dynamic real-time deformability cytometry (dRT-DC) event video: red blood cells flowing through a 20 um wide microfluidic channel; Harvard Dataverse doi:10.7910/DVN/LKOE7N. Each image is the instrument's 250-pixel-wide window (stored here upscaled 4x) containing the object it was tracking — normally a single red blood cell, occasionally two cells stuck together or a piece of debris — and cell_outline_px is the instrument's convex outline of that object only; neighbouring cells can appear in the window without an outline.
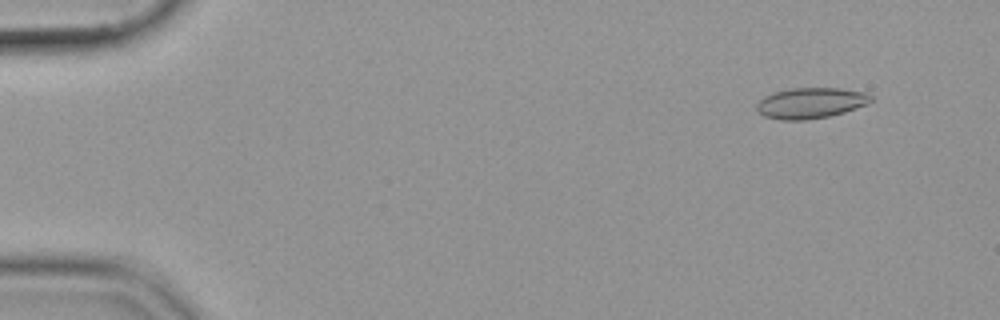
{"species": "common noctule bat (a hibernating species)", "species_latin": "Nyctalus noctula", "temperature_condition": "cold", "stored_images_in_passage": 56, "camera_frame_rate_fps": 3000, "um_per_image_px": 0.085, "animal": {"sex": "female", "body_mass_g": 19.9}, "frame": {"image": 1, "passage_image": 5, "time_ms": 1.333, "image_size_px": [1000, 320], "cell_outline_px": [[872, 100], [868, 104], [844, 112], [828, 116], [804, 120], [780, 120], [764, 116], [756, 108], [756, 104], [764, 96], [772, 92], [792, 88], [840, 88], [864, 92], [872, 96]], "centroid_in_image_um": [68.89, 8.75], "position_along_channel_um": 16.1, "area_um2": 20.46}}
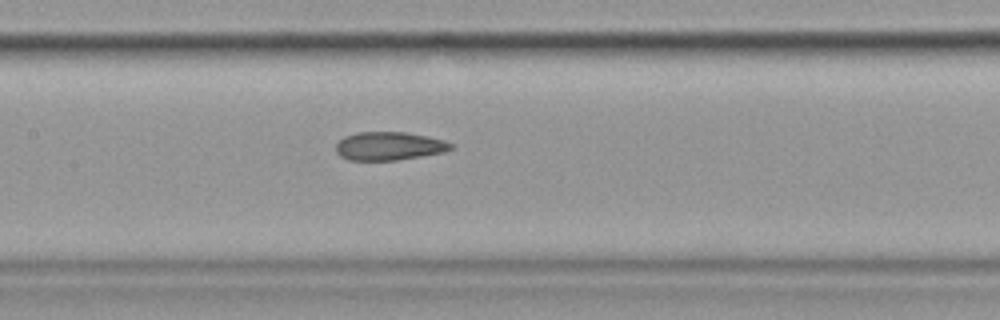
{"frame": {"image": 2, "passage_image": 27, "time_ms": 8.667, "image_size_px": [1000, 320], "cell_outline_px": [[452, 148], [444, 152], [396, 160], [348, 160], [340, 156], [336, 152], [336, 144], [344, 136], [356, 132], [404, 132], [428, 136], [444, 140], [452, 144]], "centroid_in_image_um": [33.04, 12.41], "position_along_channel_um": 174.4, "area_um2": 18.96}}
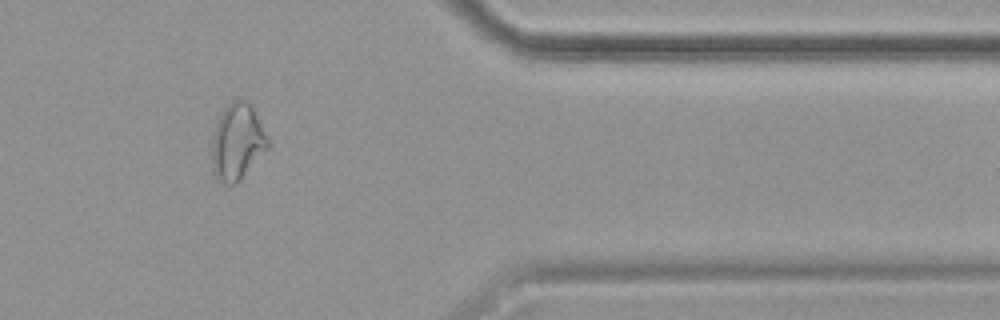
{"frame": {"image": 3, "passage_image": 46, "time_ms": 15.0, "image_size_px": [1000, 320], "cell_outline_px": [[268, 148], [240, 180], [236, 184], [224, 184], [216, 176], [212, 168], [212, 140], [216, 124], [224, 108], [232, 100], [248, 100], [268, 140]], "centroid_in_image_um": [20.15, 12.08], "position_along_channel_um": 391.3, "area_um2": 24.33}}